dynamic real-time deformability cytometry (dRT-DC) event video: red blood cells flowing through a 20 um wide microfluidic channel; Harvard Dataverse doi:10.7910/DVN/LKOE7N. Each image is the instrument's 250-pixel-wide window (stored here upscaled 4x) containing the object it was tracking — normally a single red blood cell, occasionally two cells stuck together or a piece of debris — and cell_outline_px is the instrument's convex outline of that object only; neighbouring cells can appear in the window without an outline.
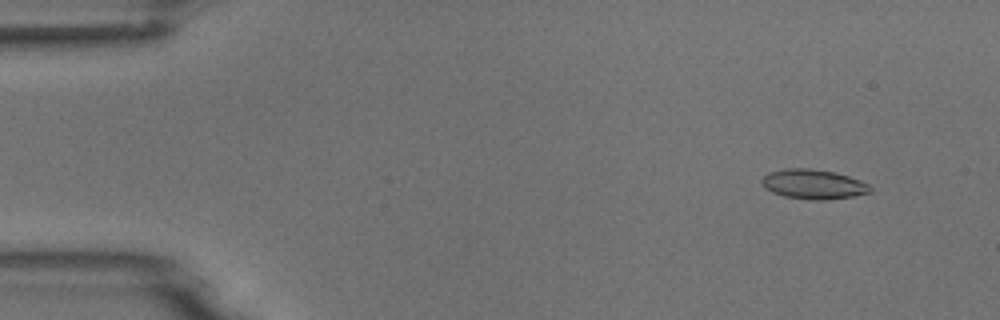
{"species": "common noctule bat (a hibernating species)", "species_latin": "Nyctalus noctula", "temperature_condition": "room temperature", "stored_images_in_passage": 5, "camera_frame_rate_fps": 3000, "um_per_image_px": 0.085, "animal": {"sex": "male", "body_mass_g": 18.8}, "frame": {"image": 1, "passage_image": 2, "time_ms": 1.0, "image_size_px": [1000, 320], "cell_outline_px": [[872, 192], [852, 196], [828, 200], [808, 200], [784, 196], [772, 192], [764, 188], [760, 180], [768, 172], [784, 168], [808, 168], [836, 172], [860, 180], [868, 184], [872, 188]], "centroid_in_image_um": [69.12, 15.66], "position_along_channel_um": 15.9, "area_um2": 18.96}}
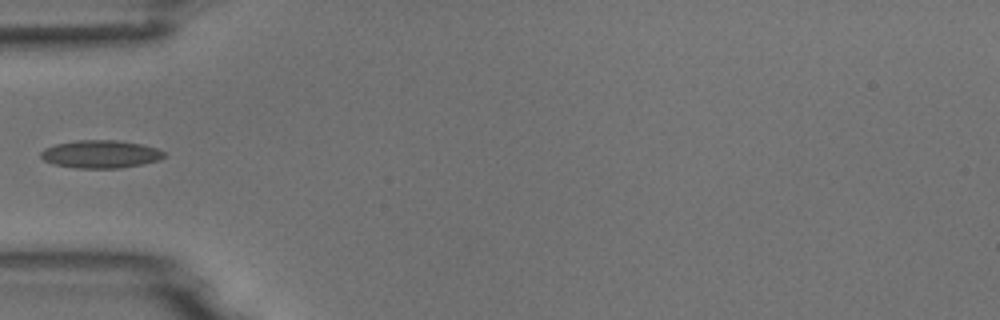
{"frame": {"image": 2, "passage_image": 5, "time_ms": 5.333, "image_size_px": [1000, 320], "cell_outline_px": [[164, 156], [160, 160], [144, 164], [120, 168], [76, 168], [52, 164], [44, 160], [40, 156], [40, 152], [44, 148], [56, 144], [76, 140], [116, 140], [140, 144], [156, 148], [164, 152]], "centroid_in_image_um": [8.53, 13.11], "position_along_channel_um": 76.5, "area_um2": 20.06}}